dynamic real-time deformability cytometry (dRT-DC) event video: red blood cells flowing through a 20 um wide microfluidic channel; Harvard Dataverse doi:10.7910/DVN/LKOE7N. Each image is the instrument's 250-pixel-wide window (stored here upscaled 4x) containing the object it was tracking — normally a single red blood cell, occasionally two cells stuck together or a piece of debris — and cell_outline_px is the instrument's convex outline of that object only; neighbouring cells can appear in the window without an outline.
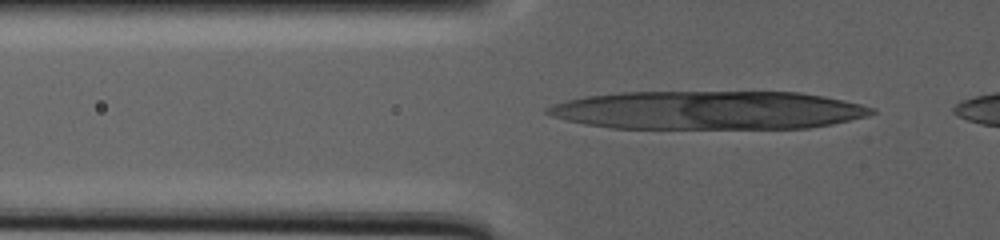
{"species": "human", "species_latin": "Homo sapiens", "temperature_condition": "warm", "stored_images_in_passage": 25, "camera_frame_rate_fps": 3000, "um_per_image_px": 0.085, "donor": {"sex": "male"}, "frame": {"image": 1, "passage_image": 23, "time_ms": 11.0, "image_size_px": [1000, 240], "cell_outline_px": [[876, 112], [868, 116], [832, 124], [808, 128], [612, 128], [584, 124], [552, 116], [544, 112], [544, 108], [552, 104], [584, 96], [620, 92], [800, 92], [824, 96], [844, 100], [876, 108]], "centroid_in_image_um": [60.2, 9.36], "position_along_channel_um": 65.6, "area_um2": 72.89}}